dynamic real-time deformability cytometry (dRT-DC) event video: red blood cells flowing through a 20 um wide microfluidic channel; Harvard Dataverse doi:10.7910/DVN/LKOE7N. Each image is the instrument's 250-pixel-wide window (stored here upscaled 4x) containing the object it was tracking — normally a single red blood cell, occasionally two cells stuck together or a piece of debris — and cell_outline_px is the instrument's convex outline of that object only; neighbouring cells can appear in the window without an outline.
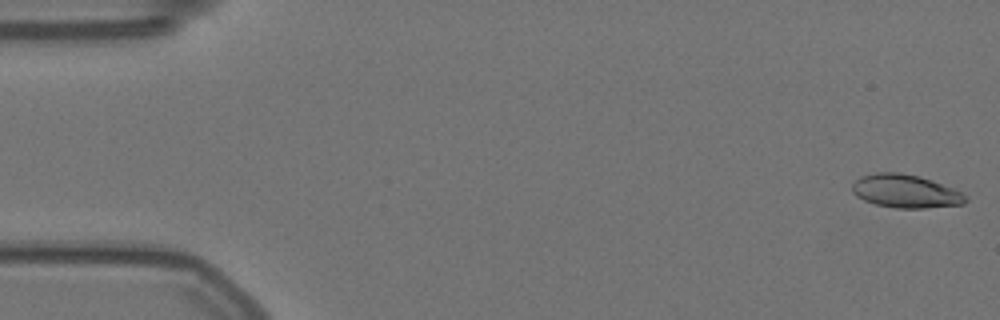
{"species": "Egyptian fruit bat (a non-hibernating species)", "species_latin": "Rousettus aegyptiacus", "temperature_condition": "warm", "stored_images_in_passage": 57, "camera_frame_rate_fps": 3000, "um_per_image_px": 0.085, "animal": {"sex": "female"}, "frame": {"image": 1, "passage_image": 1, "time_ms": 0.0, "image_size_px": [1000, 320], "cell_outline_px": [[968, 200], [964, 204], [924, 208], [896, 208], [876, 204], [864, 200], [856, 196], [852, 192], [852, 184], [860, 176], [876, 172], [900, 172], [932, 180], [952, 188], [968, 196]], "centroid_in_image_um": [76.96, 16.25], "position_along_channel_um": 8.0, "area_um2": 21.96}}
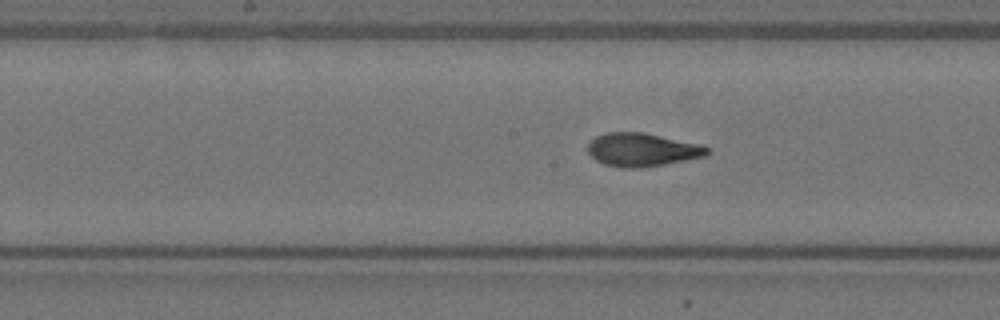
{"frame": {"image": 2, "passage_image": 28, "time_ms": 9.0, "image_size_px": [1000, 320], "cell_outline_px": [[708, 152], [704, 156], [664, 164], [640, 168], [624, 168], [604, 164], [596, 160], [588, 152], [588, 144], [596, 136], [604, 132], [644, 132], [700, 144], [708, 148]], "centroid_in_image_um": [54.54, 12.72], "position_along_channel_um": 193.7, "area_um2": 23.0}}
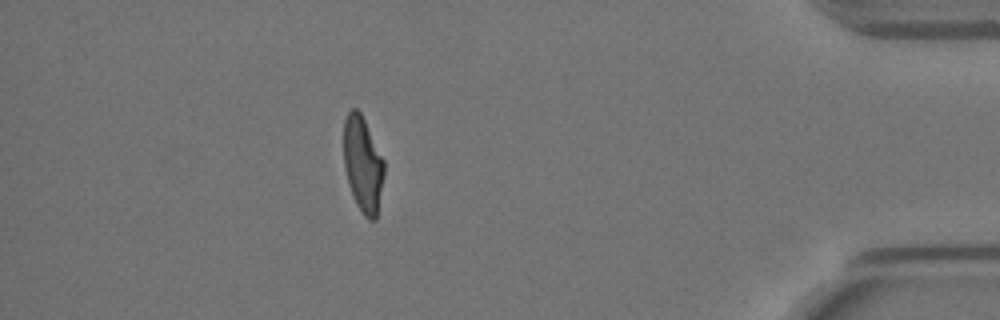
{"frame": {"image": 3, "passage_image": 50, "time_ms": 16.333, "image_size_px": [1000, 320], "cell_outline_px": [[384, 176], [376, 220], [368, 220], [364, 216], [356, 204], [352, 196], [348, 184], [344, 168], [344, 120], [348, 112], [352, 108], [356, 108], [360, 112], [384, 160]], "centroid_in_image_um": [30.83, 14.0], "position_along_channel_um": 404.4, "area_um2": 22.54}, "authors_computed_cell_mechanics": {"area_um2": 22.5998, "velocity_mm_per_s": 3.5491, "shape_relaxation_time_tau1_ms": 7.1513, "shape_relaxation_time_tau2_ms": 1.2861, "deformation_change_tau1": 0.2439, "deformation_change_tau2": 0.0812}}